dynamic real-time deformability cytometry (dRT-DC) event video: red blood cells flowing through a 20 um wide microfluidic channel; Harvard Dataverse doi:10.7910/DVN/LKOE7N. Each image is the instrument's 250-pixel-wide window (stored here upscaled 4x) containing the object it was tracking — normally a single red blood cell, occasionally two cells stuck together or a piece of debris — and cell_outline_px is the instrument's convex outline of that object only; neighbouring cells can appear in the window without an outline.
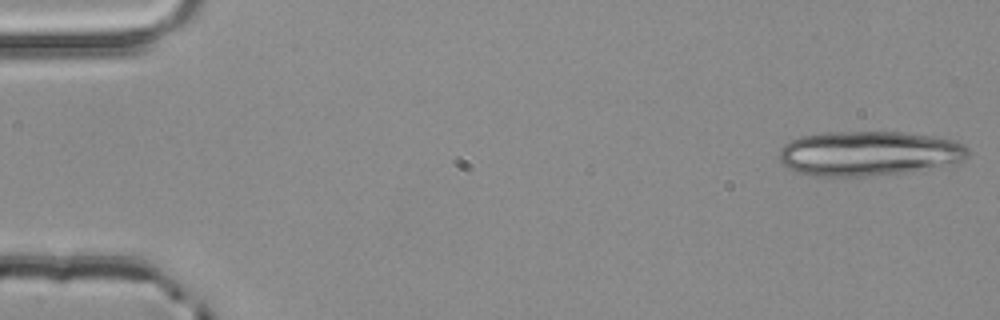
{"species": "common noctule bat (a hibernating species)", "species_latin": "Nyctalus noctula", "temperature_condition": "room temperature", "stored_images_in_passage": 4, "segment_of_instrument_passage": [1, 2], "camera_frame_rate_fps": 3000, "um_per_image_px": 0.085, "animal": {"sex": "male", "body_mass_g": 20.4}, "frame": {"image": 1, "passage_image": 1, "time_ms": 0.0, "image_size_px": [1000, 320], "cell_outline_px": [[968, 156], [964, 160], [956, 164], [904, 172], [872, 176], [812, 176], [788, 168], [780, 164], [780, 152], [784, 144], [788, 140], [800, 136], [824, 132], [900, 132], [932, 136], [952, 140], [964, 144], [968, 148]], "centroid_in_image_um": [73.84, 13.04], "position_along_channel_um": 11.2, "area_um2": 49.48}}